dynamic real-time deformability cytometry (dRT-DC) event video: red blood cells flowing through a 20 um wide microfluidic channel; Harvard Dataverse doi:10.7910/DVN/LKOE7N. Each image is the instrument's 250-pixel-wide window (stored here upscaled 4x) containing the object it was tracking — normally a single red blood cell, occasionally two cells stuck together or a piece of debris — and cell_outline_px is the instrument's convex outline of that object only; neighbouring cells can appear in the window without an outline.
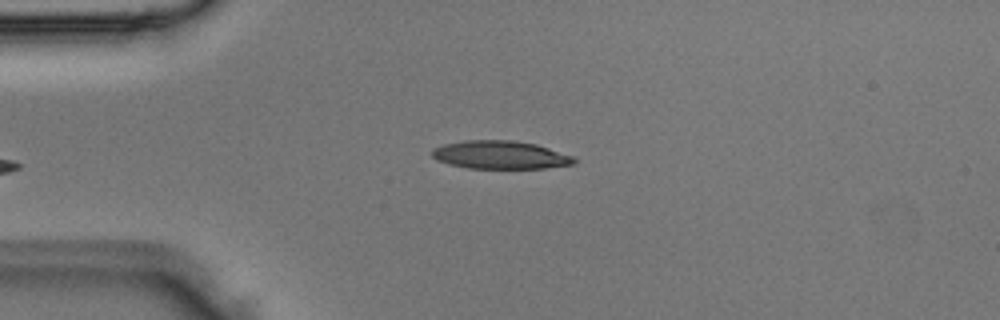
{"species": "Egyptian fruit bat (a non-hibernating species)", "species_latin": "Rousettus aegyptiacus", "temperature_condition": "room temperature", "stored_images_in_passage": 4, "camera_frame_rate_fps": 3000, "um_per_image_px": 0.085, "animal": {"sex": "male"}, "frame": {"image": 1, "passage_image": 4, "time_ms": 1.0, "image_size_px": [1000, 320], "cell_outline_px": [[576, 160], [572, 164], [544, 168], [468, 168], [448, 164], [436, 160], [432, 156], [432, 148], [444, 144], [464, 140], [512, 140], [536, 144], [576, 156]], "centroid_in_image_um": [42.52, 13.16], "position_along_channel_um": 42.5, "area_um2": 23.41}}